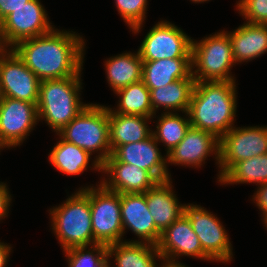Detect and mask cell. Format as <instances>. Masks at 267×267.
Returning a JSON list of instances; mask_svg holds the SVG:
<instances>
[{
  "instance_id": "33",
  "label": "cell",
  "mask_w": 267,
  "mask_h": 267,
  "mask_svg": "<svg viewBox=\"0 0 267 267\" xmlns=\"http://www.w3.org/2000/svg\"><path fill=\"white\" fill-rule=\"evenodd\" d=\"M254 193L253 201L263 214V218L267 217V183L260 184Z\"/></svg>"
},
{
  "instance_id": "13",
  "label": "cell",
  "mask_w": 267,
  "mask_h": 267,
  "mask_svg": "<svg viewBox=\"0 0 267 267\" xmlns=\"http://www.w3.org/2000/svg\"><path fill=\"white\" fill-rule=\"evenodd\" d=\"M38 121L37 104L4 97L0 103V141L8 149L20 146Z\"/></svg>"
},
{
  "instance_id": "6",
  "label": "cell",
  "mask_w": 267,
  "mask_h": 267,
  "mask_svg": "<svg viewBox=\"0 0 267 267\" xmlns=\"http://www.w3.org/2000/svg\"><path fill=\"white\" fill-rule=\"evenodd\" d=\"M191 64L196 82L235 81L231 74L235 61L227 31L204 37L199 42L192 41Z\"/></svg>"
},
{
  "instance_id": "4",
  "label": "cell",
  "mask_w": 267,
  "mask_h": 267,
  "mask_svg": "<svg viewBox=\"0 0 267 267\" xmlns=\"http://www.w3.org/2000/svg\"><path fill=\"white\" fill-rule=\"evenodd\" d=\"M63 140L75 144L91 155L98 152L92 162L93 170L101 172V165L112 154L110 147L108 106L88 104L59 133ZM93 152V153H92Z\"/></svg>"
},
{
  "instance_id": "34",
  "label": "cell",
  "mask_w": 267,
  "mask_h": 267,
  "mask_svg": "<svg viewBox=\"0 0 267 267\" xmlns=\"http://www.w3.org/2000/svg\"><path fill=\"white\" fill-rule=\"evenodd\" d=\"M29 0H0V23L14 10L24 6Z\"/></svg>"
},
{
  "instance_id": "22",
  "label": "cell",
  "mask_w": 267,
  "mask_h": 267,
  "mask_svg": "<svg viewBox=\"0 0 267 267\" xmlns=\"http://www.w3.org/2000/svg\"><path fill=\"white\" fill-rule=\"evenodd\" d=\"M110 147L113 152L118 146L145 140L152 134L146 116L118 114L108 106Z\"/></svg>"
},
{
  "instance_id": "15",
  "label": "cell",
  "mask_w": 267,
  "mask_h": 267,
  "mask_svg": "<svg viewBox=\"0 0 267 267\" xmlns=\"http://www.w3.org/2000/svg\"><path fill=\"white\" fill-rule=\"evenodd\" d=\"M220 139L213 133L191 127L186 131L184 139L166 155L169 163L199 168L214 154L219 164Z\"/></svg>"
},
{
  "instance_id": "23",
  "label": "cell",
  "mask_w": 267,
  "mask_h": 267,
  "mask_svg": "<svg viewBox=\"0 0 267 267\" xmlns=\"http://www.w3.org/2000/svg\"><path fill=\"white\" fill-rule=\"evenodd\" d=\"M107 254L115 257L116 267H159L155 259L162 260L157 245L134 240L108 245Z\"/></svg>"
},
{
  "instance_id": "41",
  "label": "cell",
  "mask_w": 267,
  "mask_h": 267,
  "mask_svg": "<svg viewBox=\"0 0 267 267\" xmlns=\"http://www.w3.org/2000/svg\"><path fill=\"white\" fill-rule=\"evenodd\" d=\"M2 148H7V147L0 141V150H1Z\"/></svg>"
},
{
  "instance_id": "14",
  "label": "cell",
  "mask_w": 267,
  "mask_h": 267,
  "mask_svg": "<svg viewBox=\"0 0 267 267\" xmlns=\"http://www.w3.org/2000/svg\"><path fill=\"white\" fill-rule=\"evenodd\" d=\"M162 261L175 262L181 256L213 261L202 249L189 219L183 214L162 233L157 244Z\"/></svg>"
},
{
  "instance_id": "1",
  "label": "cell",
  "mask_w": 267,
  "mask_h": 267,
  "mask_svg": "<svg viewBox=\"0 0 267 267\" xmlns=\"http://www.w3.org/2000/svg\"><path fill=\"white\" fill-rule=\"evenodd\" d=\"M85 39L73 31L49 33L18 42L11 49L41 80L81 75Z\"/></svg>"
},
{
  "instance_id": "17",
  "label": "cell",
  "mask_w": 267,
  "mask_h": 267,
  "mask_svg": "<svg viewBox=\"0 0 267 267\" xmlns=\"http://www.w3.org/2000/svg\"><path fill=\"white\" fill-rule=\"evenodd\" d=\"M101 184L110 191L120 194L145 193L158 181L146 170L118 161L112 154L101 165Z\"/></svg>"
},
{
  "instance_id": "11",
  "label": "cell",
  "mask_w": 267,
  "mask_h": 267,
  "mask_svg": "<svg viewBox=\"0 0 267 267\" xmlns=\"http://www.w3.org/2000/svg\"><path fill=\"white\" fill-rule=\"evenodd\" d=\"M193 40L171 22L160 21L148 31L138 53L142 61L191 58Z\"/></svg>"
},
{
  "instance_id": "3",
  "label": "cell",
  "mask_w": 267,
  "mask_h": 267,
  "mask_svg": "<svg viewBox=\"0 0 267 267\" xmlns=\"http://www.w3.org/2000/svg\"><path fill=\"white\" fill-rule=\"evenodd\" d=\"M63 204L50 208L52 231L63 251L98 244L93 237L90 186L79 188Z\"/></svg>"
},
{
  "instance_id": "29",
  "label": "cell",
  "mask_w": 267,
  "mask_h": 267,
  "mask_svg": "<svg viewBox=\"0 0 267 267\" xmlns=\"http://www.w3.org/2000/svg\"><path fill=\"white\" fill-rule=\"evenodd\" d=\"M185 115L184 118L177 112H163L156 123L157 129L152 130L156 142L165 144L166 154L184 139L186 131L191 126L188 112H185Z\"/></svg>"
},
{
  "instance_id": "32",
  "label": "cell",
  "mask_w": 267,
  "mask_h": 267,
  "mask_svg": "<svg viewBox=\"0 0 267 267\" xmlns=\"http://www.w3.org/2000/svg\"><path fill=\"white\" fill-rule=\"evenodd\" d=\"M236 7L246 22L267 25V0H239Z\"/></svg>"
},
{
  "instance_id": "21",
  "label": "cell",
  "mask_w": 267,
  "mask_h": 267,
  "mask_svg": "<svg viewBox=\"0 0 267 267\" xmlns=\"http://www.w3.org/2000/svg\"><path fill=\"white\" fill-rule=\"evenodd\" d=\"M179 79H194L191 58L143 61L142 81L148 89L164 87Z\"/></svg>"
},
{
  "instance_id": "28",
  "label": "cell",
  "mask_w": 267,
  "mask_h": 267,
  "mask_svg": "<svg viewBox=\"0 0 267 267\" xmlns=\"http://www.w3.org/2000/svg\"><path fill=\"white\" fill-rule=\"evenodd\" d=\"M218 182L222 185L267 183V154L236 163Z\"/></svg>"
},
{
  "instance_id": "16",
  "label": "cell",
  "mask_w": 267,
  "mask_h": 267,
  "mask_svg": "<svg viewBox=\"0 0 267 267\" xmlns=\"http://www.w3.org/2000/svg\"><path fill=\"white\" fill-rule=\"evenodd\" d=\"M120 210L123 236L125 230L130 229L139 238L135 242L158 244L161 232L156 228L149 212L146 192L120 194Z\"/></svg>"
},
{
  "instance_id": "24",
  "label": "cell",
  "mask_w": 267,
  "mask_h": 267,
  "mask_svg": "<svg viewBox=\"0 0 267 267\" xmlns=\"http://www.w3.org/2000/svg\"><path fill=\"white\" fill-rule=\"evenodd\" d=\"M195 79H179L167 86L150 90V101L153 113L160 107H164L166 113L179 112L185 113L189 109L192 94L195 88Z\"/></svg>"
},
{
  "instance_id": "30",
  "label": "cell",
  "mask_w": 267,
  "mask_h": 267,
  "mask_svg": "<svg viewBox=\"0 0 267 267\" xmlns=\"http://www.w3.org/2000/svg\"><path fill=\"white\" fill-rule=\"evenodd\" d=\"M73 247L64 251L68 259V267H110L107 245L95 244Z\"/></svg>"
},
{
  "instance_id": "25",
  "label": "cell",
  "mask_w": 267,
  "mask_h": 267,
  "mask_svg": "<svg viewBox=\"0 0 267 267\" xmlns=\"http://www.w3.org/2000/svg\"><path fill=\"white\" fill-rule=\"evenodd\" d=\"M107 81L114 93L130 84L142 80L143 61L139 53L126 52L105 61Z\"/></svg>"
},
{
  "instance_id": "2",
  "label": "cell",
  "mask_w": 267,
  "mask_h": 267,
  "mask_svg": "<svg viewBox=\"0 0 267 267\" xmlns=\"http://www.w3.org/2000/svg\"><path fill=\"white\" fill-rule=\"evenodd\" d=\"M235 81L196 82L188 109L191 127L221 138L234 126L237 109Z\"/></svg>"
},
{
  "instance_id": "31",
  "label": "cell",
  "mask_w": 267,
  "mask_h": 267,
  "mask_svg": "<svg viewBox=\"0 0 267 267\" xmlns=\"http://www.w3.org/2000/svg\"><path fill=\"white\" fill-rule=\"evenodd\" d=\"M147 3V0H115L119 14L135 34L142 29Z\"/></svg>"
},
{
  "instance_id": "12",
  "label": "cell",
  "mask_w": 267,
  "mask_h": 267,
  "mask_svg": "<svg viewBox=\"0 0 267 267\" xmlns=\"http://www.w3.org/2000/svg\"><path fill=\"white\" fill-rule=\"evenodd\" d=\"M40 83L12 49H0V84L4 97L37 104Z\"/></svg>"
},
{
  "instance_id": "35",
  "label": "cell",
  "mask_w": 267,
  "mask_h": 267,
  "mask_svg": "<svg viewBox=\"0 0 267 267\" xmlns=\"http://www.w3.org/2000/svg\"><path fill=\"white\" fill-rule=\"evenodd\" d=\"M7 188L6 183L0 182V220L4 219L7 217L9 213V207L11 203V195L10 192Z\"/></svg>"
},
{
  "instance_id": "9",
  "label": "cell",
  "mask_w": 267,
  "mask_h": 267,
  "mask_svg": "<svg viewBox=\"0 0 267 267\" xmlns=\"http://www.w3.org/2000/svg\"><path fill=\"white\" fill-rule=\"evenodd\" d=\"M40 0H29L0 23V48L11 49L18 42L44 35L55 27Z\"/></svg>"
},
{
  "instance_id": "36",
  "label": "cell",
  "mask_w": 267,
  "mask_h": 267,
  "mask_svg": "<svg viewBox=\"0 0 267 267\" xmlns=\"http://www.w3.org/2000/svg\"><path fill=\"white\" fill-rule=\"evenodd\" d=\"M8 245L7 243L0 242V267H6V264H8L9 253L11 252V246Z\"/></svg>"
},
{
  "instance_id": "38",
  "label": "cell",
  "mask_w": 267,
  "mask_h": 267,
  "mask_svg": "<svg viewBox=\"0 0 267 267\" xmlns=\"http://www.w3.org/2000/svg\"><path fill=\"white\" fill-rule=\"evenodd\" d=\"M3 99H4V95H3V91H2V86L0 84V103L2 102Z\"/></svg>"
},
{
  "instance_id": "8",
  "label": "cell",
  "mask_w": 267,
  "mask_h": 267,
  "mask_svg": "<svg viewBox=\"0 0 267 267\" xmlns=\"http://www.w3.org/2000/svg\"><path fill=\"white\" fill-rule=\"evenodd\" d=\"M267 154V126L233 127L220 138V180L236 163Z\"/></svg>"
},
{
  "instance_id": "5",
  "label": "cell",
  "mask_w": 267,
  "mask_h": 267,
  "mask_svg": "<svg viewBox=\"0 0 267 267\" xmlns=\"http://www.w3.org/2000/svg\"><path fill=\"white\" fill-rule=\"evenodd\" d=\"M81 75L63 79L43 80L37 103L38 119H44L54 132L59 133L88 104L80 100Z\"/></svg>"
},
{
  "instance_id": "18",
  "label": "cell",
  "mask_w": 267,
  "mask_h": 267,
  "mask_svg": "<svg viewBox=\"0 0 267 267\" xmlns=\"http://www.w3.org/2000/svg\"><path fill=\"white\" fill-rule=\"evenodd\" d=\"M151 134L143 141L118 146L112 155L120 162L148 171L158 182L171 179L167 157H163Z\"/></svg>"
},
{
  "instance_id": "39",
  "label": "cell",
  "mask_w": 267,
  "mask_h": 267,
  "mask_svg": "<svg viewBox=\"0 0 267 267\" xmlns=\"http://www.w3.org/2000/svg\"><path fill=\"white\" fill-rule=\"evenodd\" d=\"M194 3H203V2H206V1H210V0H190Z\"/></svg>"
},
{
  "instance_id": "27",
  "label": "cell",
  "mask_w": 267,
  "mask_h": 267,
  "mask_svg": "<svg viewBox=\"0 0 267 267\" xmlns=\"http://www.w3.org/2000/svg\"><path fill=\"white\" fill-rule=\"evenodd\" d=\"M115 94L119 96V103L117 109L112 110L114 113L149 118L155 115L151 106L150 90L142 80L117 90Z\"/></svg>"
},
{
  "instance_id": "10",
  "label": "cell",
  "mask_w": 267,
  "mask_h": 267,
  "mask_svg": "<svg viewBox=\"0 0 267 267\" xmlns=\"http://www.w3.org/2000/svg\"><path fill=\"white\" fill-rule=\"evenodd\" d=\"M184 215L199 238L203 251L216 262L231 261L232 244L220 220L200 205L186 204Z\"/></svg>"
},
{
  "instance_id": "37",
  "label": "cell",
  "mask_w": 267,
  "mask_h": 267,
  "mask_svg": "<svg viewBox=\"0 0 267 267\" xmlns=\"http://www.w3.org/2000/svg\"><path fill=\"white\" fill-rule=\"evenodd\" d=\"M159 267H186L184 264H182L181 262L179 263H175V262H168V261H164L162 263L161 266ZM188 267V266H187Z\"/></svg>"
},
{
  "instance_id": "26",
  "label": "cell",
  "mask_w": 267,
  "mask_h": 267,
  "mask_svg": "<svg viewBox=\"0 0 267 267\" xmlns=\"http://www.w3.org/2000/svg\"><path fill=\"white\" fill-rule=\"evenodd\" d=\"M56 143L49 153V162L61 173L80 175L89 167L91 154L75 144L63 140Z\"/></svg>"
},
{
  "instance_id": "7",
  "label": "cell",
  "mask_w": 267,
  "mask_h": 267,
  "mask_svg": "<svg viewBox=\"0 0 267 267\" xmlns=\"http://www.w3.org/2000/svg\"><path fill=\"white\" fill-rule=\"evenodd\" d=\"M90 186V208L94 240L111 245L123 241L120 193L105 188L101 183Z\"/></svg>"
},
{
  "instance_id": "40",
  "label": "cell",
  "mask_w": 267,
  "mask_h": 267,
  "mask_svg": "<svg viewBox=\"0 0 267 267\" xmlns=\"http://www.w3.org/2000/svg\"><path fill=\"white\" fill-rule=\"evenodd\" d=\"M263 219V222H264V226L267 228V217H265V218H262Z\"/></svg>"
},
{
  "instance_id": "19",
  "label": "cell",
  "mask_w": 267,
  "mask_h": 267,
  "mask_svg": "<svg viewBox=\"0 0 267 267\" xmlns=\"http://www.w3.org/2000/svg\"><path fill=\"white\" fill-rule=\"evenodd\" d=\"M172 180L157 182L146 191V202L156 228L162 233L184 214L186 204H180L174 194Z\"/></svg>"
},
{
  "instance_id": "20",
  "label": "cell",
  "mask_w": 267,
  "mask_h": 267,
  "mask_svg": "<svg viewBox=\"0 0 267 267\" xmlns=\"http://www.w3.org/2000/svg\"><path fill=\"white\" fill-rule=\"evenodd\" d=\"M227 33L232 44L235 64L256 59L267 53L266 24L246 22Z\"/></svg>"
}]
</instances>
